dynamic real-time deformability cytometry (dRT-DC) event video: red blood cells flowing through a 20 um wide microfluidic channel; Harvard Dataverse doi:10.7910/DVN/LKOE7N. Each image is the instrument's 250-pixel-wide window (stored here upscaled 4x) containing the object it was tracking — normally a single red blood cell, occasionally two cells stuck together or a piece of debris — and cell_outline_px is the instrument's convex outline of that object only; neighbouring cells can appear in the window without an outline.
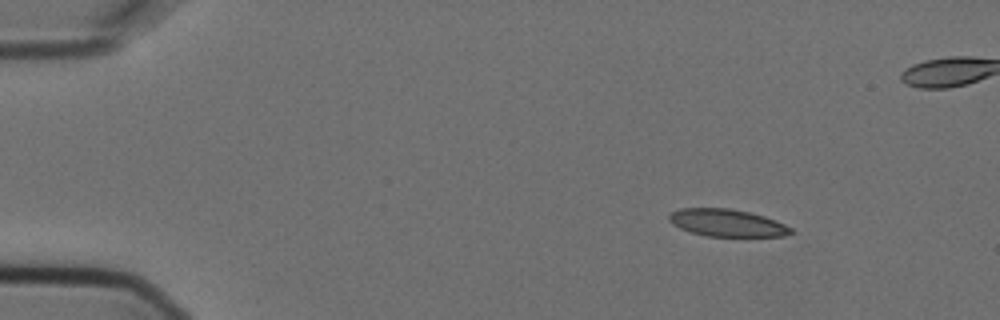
{"species": "Egyptian fruit bat (a non-hibernating species)", "species_latin": "Rousettus aegyptiacus", "temperature_condition": "cold", "stored_images_in_passage": 13, "segment_of_instrument_passage": [1, 2], "camera_frame_rate_fps": 3000, "um_per_image_px": 0.085, "animal": {"sex": "female"}, "frame": {"image": 1, "passage_image": 1, "time_ms": 0.0, "image_size_px": [1000, 320], "cell_outline_px": [[792, 232], [784, 236], [704, 236], [680, 228], [672, 224], [668, 220], [668, 216], [672, 212], [680, 208], [728, 208], [748, 212], [764, 216], [776, 220], [792, 228]], "centroid_in_image_um": [61.77, 18.94], "position_along_channel_um": 23.2, "area_um2": 19.31}}
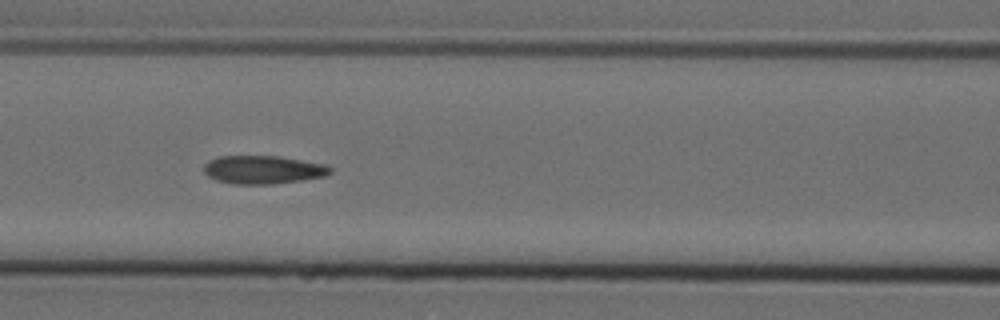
{"frame": {"image": 2, "passage_image": 5, "time_ms": 1.333, "image_size_px": [1000, 320], "cell_outline_px": [[332, 172], [324, 176], [300, 180], [272, 184], [232, 184], [216, 180], [208, 176], [204, 172], [204, 164], [208, 160], [216, 156], [276, 156], [328, 164], [332, 168]], "centroid_in_image_um": [22.34, 14.42], "position_along_channel_um": 144.3, "area_um2": 20.92}}
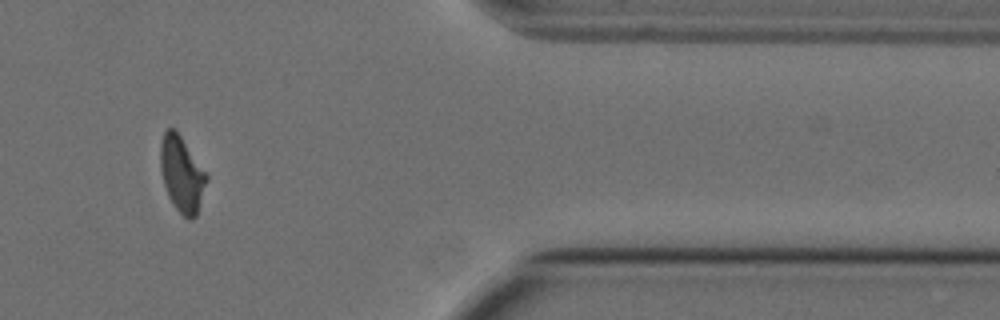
{"frame": {"image": 3, "passage_image": 11, "time_ms": 3.333, "image_size_px": [1000, 320], "cell_outline_px": [[208, 180], [196, 216], [192, 220], [188, 220], [172, 204], [168, 196], [164, 184], [160, 168], [160, 144], [164, 132], [168, 128], [176, 128], [208, 172]], "centroid_in_image_um": [15.48, 14.76], "position_along_channel_um": 395.9, "area_um2": 20.87}}